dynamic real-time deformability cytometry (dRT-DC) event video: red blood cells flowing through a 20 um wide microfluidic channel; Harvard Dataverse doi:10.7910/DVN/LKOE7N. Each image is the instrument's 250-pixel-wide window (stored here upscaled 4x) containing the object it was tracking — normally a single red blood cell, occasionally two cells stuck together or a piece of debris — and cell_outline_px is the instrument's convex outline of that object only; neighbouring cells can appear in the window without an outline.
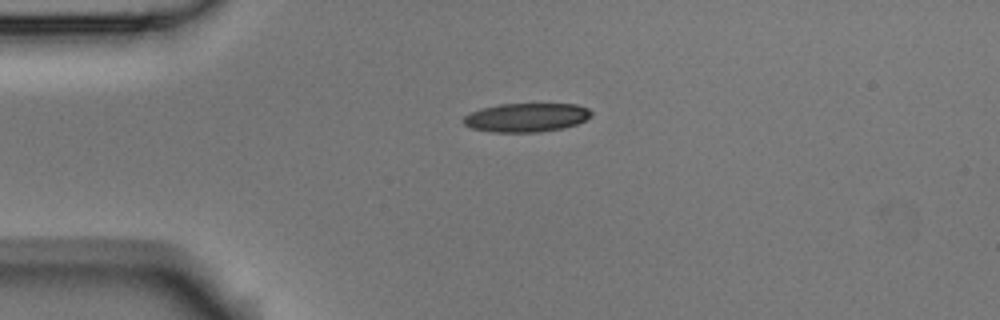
{"species": "Egyptian fruit bat (a non-hibernating species)", "species_latin": "Rousettus aegyptiacus", "temperature_condition": "room temperature", "stored_images_in_passage": 3, "segment_of_instrument_passage": [1, 2], "camera_frame_rate_fps": 3000, "um_per_image_px": 0.085, "animal": {"sex": "male"}, "frame": {"image": 1, "passage_image": 1, "time_ms": 0.0, "image_size_px": [1000, 320], "cell_outline_px": [[592, 116], [576, 124], [564, 128], [536, 132], [492, 132], [472, 128], [464, 124], [464, 116], [472, 112], [484, 108], [500, 104], [576, 104], [588, 108], [592, 112]], "centroid_in_image_um": [44.77, 9.99], "position_along_channel_um": 40.2, "area_um2": 21.27}}